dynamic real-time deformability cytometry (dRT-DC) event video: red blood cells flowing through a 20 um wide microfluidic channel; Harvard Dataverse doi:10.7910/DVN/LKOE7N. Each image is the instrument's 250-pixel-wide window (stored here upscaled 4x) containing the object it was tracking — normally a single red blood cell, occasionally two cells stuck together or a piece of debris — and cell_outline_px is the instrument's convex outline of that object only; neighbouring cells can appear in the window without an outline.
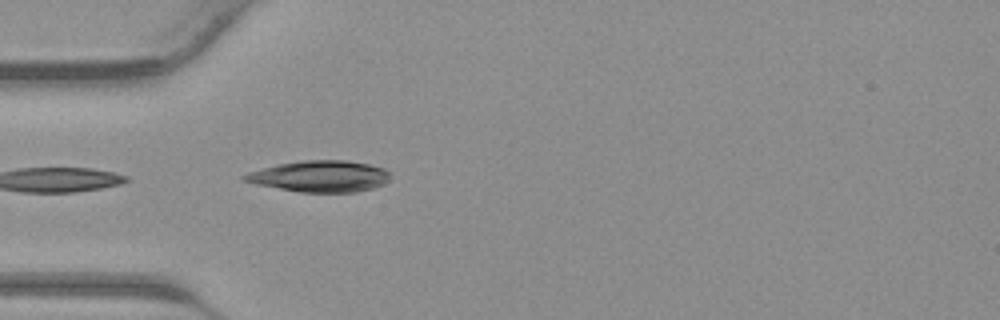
{"species": "common noctule bat (a hibernating species)", "species_latin": "Nyctalus noctula", "temperature_condition": "warm", "stored_images_in_passage": 8, "camera_frame_rate_fps": 3000, "um_per_image_px": 0.085, "animal": {"sex": "male", "body_mass_g": 23.1, "forearm_length_mm": 52.7}, "frame": {"image": 1, "passage_image": 1, "time_ms": 0.0, "image_size_px": [1000, 320], "cell_outline_px": [[388, 180], [384, 184], [372, 188], [356, 192], [300, 192], [256, 184], [244, 180], [240, 176], [248, 172], [280, 164], [304, 160], [344, 160], [368, 164], [384, 168], [388, 172]], "centroid_in_image_um": [27.2, 14.99], "position_along_channel_um": 57.8, "area_um2": 26.3}}